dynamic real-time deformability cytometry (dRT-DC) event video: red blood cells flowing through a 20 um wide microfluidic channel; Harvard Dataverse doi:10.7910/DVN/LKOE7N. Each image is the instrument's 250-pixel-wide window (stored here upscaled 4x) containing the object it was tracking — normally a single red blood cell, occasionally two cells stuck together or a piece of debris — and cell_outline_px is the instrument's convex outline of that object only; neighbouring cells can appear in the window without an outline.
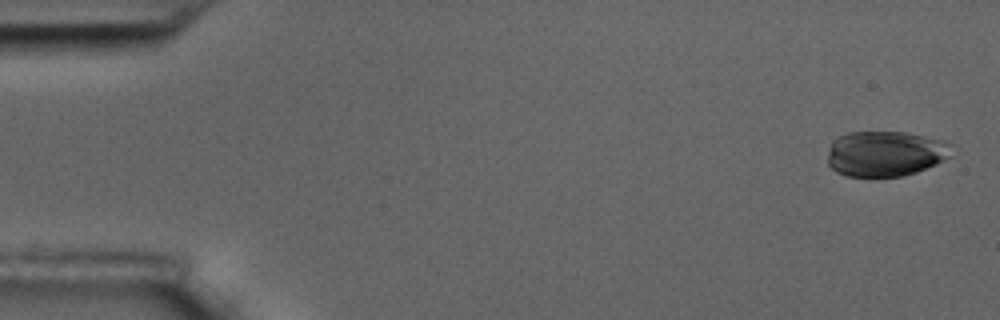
{"species": "common noctule bat (a hibernating species)", "species_latin": "Nyctalus noctula", "temperature_condition": "room temperature", "stored_images_in_passage": 5, "camera_frame_rate_fps": 3000, "um_per_image_px": 0.085, "animal": {"sex": "male", "body_mass_g": 17.5, "forearm_length_mm": 52.3}, "frame": {"image": 1, "passage_image": 1, "time_ms": 0.0, "image_size_px": [1000, 320], "cell_outline_px": [[952, 156], [936, 164], [916, 172], [900, 176], [848, 176], [836, 172], [828, 164], [828, 148], [832, 140], [836, 136], [848, 132], [904, 132], [948, 140], [952, 144]], "centroid_in_image_um": [75.28, 13.04], "position_along_channel_um": 9.7, "area_um2": 33.29}}
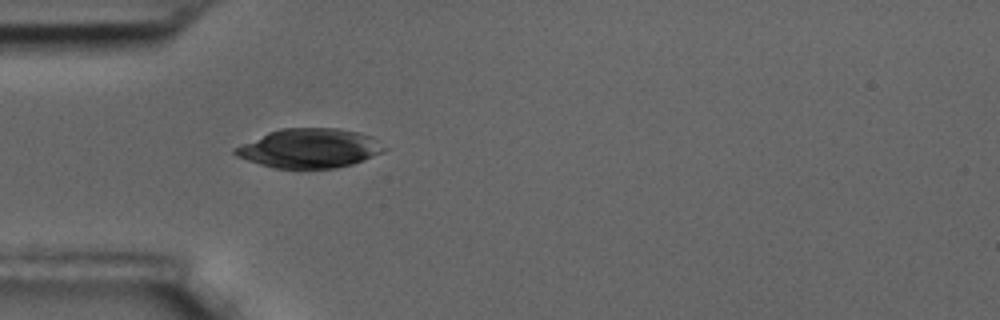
{"frame": {"image": 2, "passage_image": 5, "time_ms": 1.333, "image_size_px": [1000, 320], "cell_outline_px": [[388, 148], [384, 152], [364, 160], [352, 164], [336, 168], [276, 168], [260, 164], [236, 156], [232, 152], [232, 148], [268, 132], [280, 128], [336, 128], [360, 132], [372, 136]], "centroid_in_image_um": [26.33, 12.59], "position_along_channel_um": 58.7, "area_um2": 34.28}}